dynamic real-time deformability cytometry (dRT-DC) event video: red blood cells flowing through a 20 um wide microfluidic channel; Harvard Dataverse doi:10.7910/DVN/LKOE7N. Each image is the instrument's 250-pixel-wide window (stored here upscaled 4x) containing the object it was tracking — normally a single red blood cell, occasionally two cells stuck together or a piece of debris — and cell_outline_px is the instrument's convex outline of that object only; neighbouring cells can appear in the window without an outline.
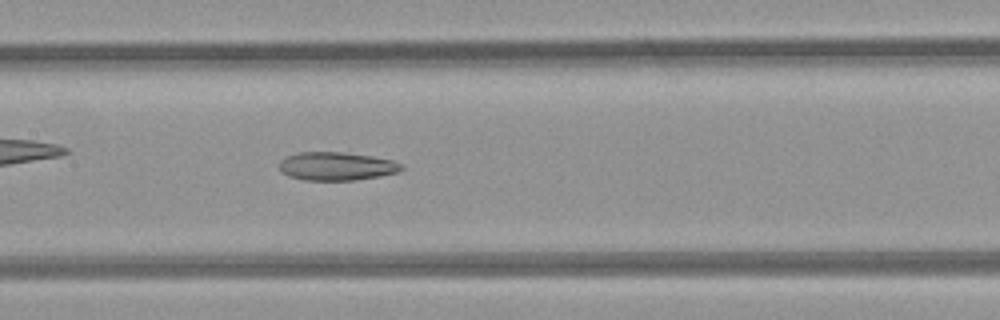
{"species": "common noctule bat (a hibernating species)", "species_latin": "Nyctalus noctula", "temperature_condition": "room temperature", "stored_images_in_passage": 45, "camera_frame_rate_fps": 3000, "um_per_image_px": 0.085, "animal": {"sex": "female", "body_mass_g": 21.9}, "frame": {"image": 1, "passage_image": 19, "time_ms": 6.0, "image_size_px": [1000, 320], "cell_outline_px": [[404, 168], [400, 172], [380, 176], [356, 180], [304, 180], [288, 176], [280, 172], [280, 160], [288, 156], [300, 152], [340, 152], [372, 156], [392, 160], [404, 164]], "centroid_in_image_um": [28.64, 14.13], "position_along_channel_um": 178.8, "area_um2": 20.29}}
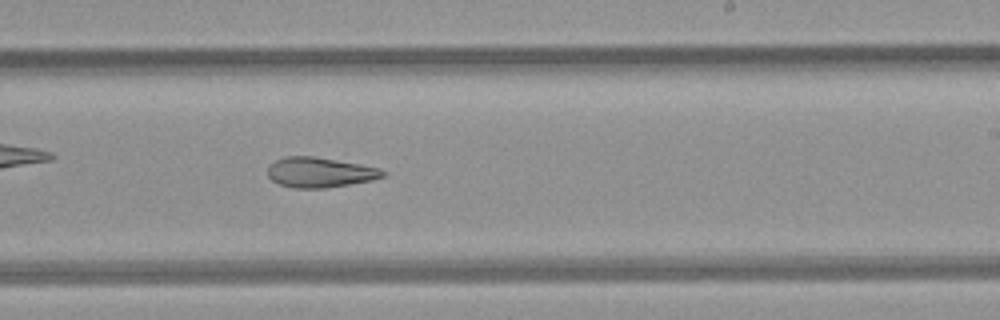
{"frame": {"image": 2, "passage_image": 25, "time_ms": 8.0, "image_size_px": [1000, 320], "cell_outline_px": [[388, 172], [384, 176], [372, 180], [324, 188], [292, 188], [280, 184], [272, 180], [268, 176], [268, 168], [276, 160], [284, 156], [312, 156], [336, 160], [380, 168]], "centroid_in_image_um": [27.19, 14.65], "position_along_channel_um": 261.8, "area_um2": 20.0}}
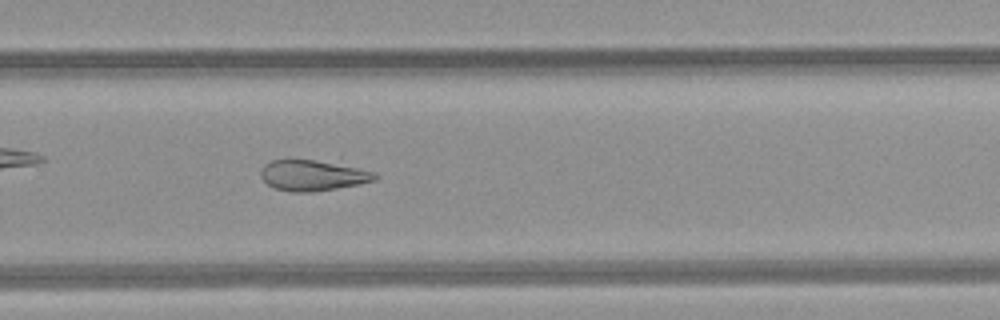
{"frame": {"image": 3, "passage_image": 28, "time_ms": 9.0, "image_size_px": [1000, 320], "cell_outline_px": [[380, 176], [376, 180], [336, 188], [312, 192], [292, 192], [276, 188], [268, 184], [260, 176], [260, 172], [264, 164], [272, 160], [312, 160], [356, 168], [376, 172]], "centroid_in_image_um": [26.56, 14.92], "position_along_channel_um": 303.2, "area_um2": 19.94}}